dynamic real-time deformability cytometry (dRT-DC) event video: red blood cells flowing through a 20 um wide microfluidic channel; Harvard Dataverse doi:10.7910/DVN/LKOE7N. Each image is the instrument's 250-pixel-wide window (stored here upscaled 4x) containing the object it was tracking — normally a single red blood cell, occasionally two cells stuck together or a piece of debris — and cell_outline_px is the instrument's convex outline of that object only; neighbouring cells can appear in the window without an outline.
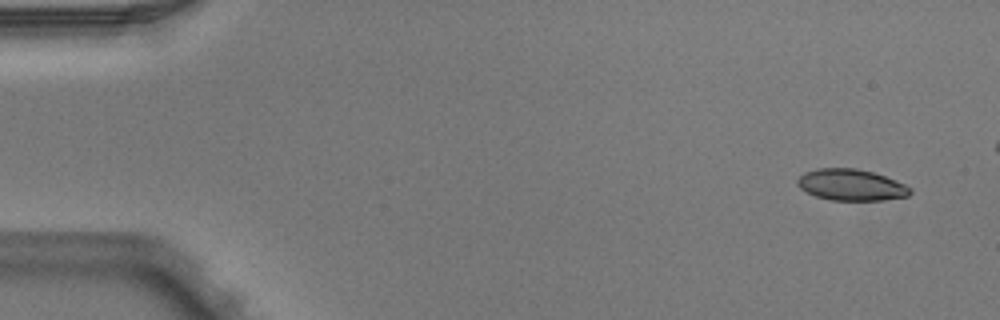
{"species": "Egyptian fruit bat (a non-hibernating species)", "species_latin": "Rousettus aegyptiacus", "temperature_condition": "warm", "stored_images_in_passage": 5, "camera_frame_rate_fps": 3000, "um_per_image_px": 0.085, "animal": {"sex": "male"}, "frame": {"image": 1, "passage_image": 1, "time_ms": 0.0, "image_size_px": [1000, 320], "cell_outline_px": [[912, 192], [908, 196], [880, 200], [832, 200], [816, 196], [800, 188], [796, 184], [796, 180], [804, 172], [816, 168], [856, 168], [872, 172], [884, 176], [904, 184], [912, 188]], "centroid_in_image_um": [72.33, 15.71], "position_along_channel_um": 12.7, "area_um2": 20.52}}